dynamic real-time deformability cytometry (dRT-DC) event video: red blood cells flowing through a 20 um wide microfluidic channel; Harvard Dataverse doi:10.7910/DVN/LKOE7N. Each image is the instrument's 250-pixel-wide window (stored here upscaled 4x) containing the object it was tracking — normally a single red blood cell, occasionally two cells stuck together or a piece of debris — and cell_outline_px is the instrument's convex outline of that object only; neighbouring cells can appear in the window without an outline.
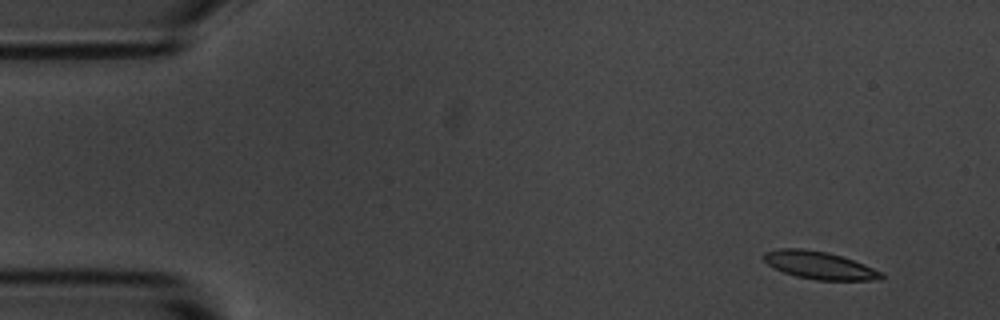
{"species": "common noctule bat (a hibernating species)", "species_latin": "Nyctalus noctula", "temperature_condition": "room temperature", "stored_images_in_passage": 52, "camera_frame_rate_fps": 3000, "um_per_image_px": 0.085, "animal": {"sex": "male", "body_mass_g": 20.1, "forearm_length_mm": 53.5}, "frame": {"image": 1, "passage_image": 1, "time_ms": 0.0, "image_size_px": [1000, 320], "cell_outline_px": [[884, 276], [880, 280], [816, 280], [796, 276], [772, 268], [760, 256], [764, 252], [780, 248], [804, 248], [828, 252], [864, 264], [884, 272]], "centroid_in_image_um": [69.63, 22.54], "position_along_channel_um": 15.4, "area_um2": 19.13}}
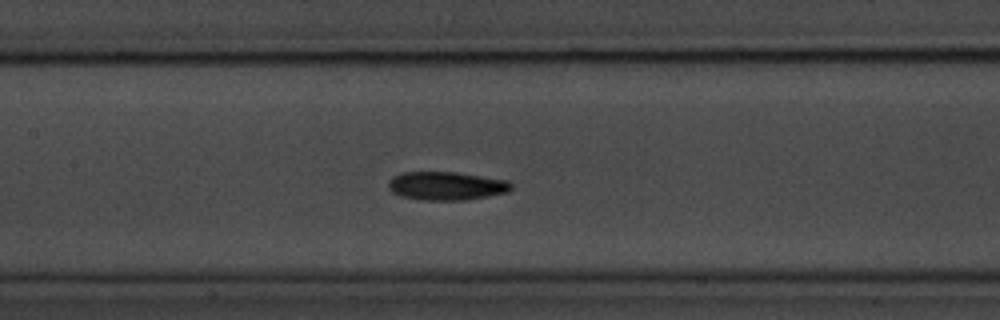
{"frame": {"image": 2, "passage_image": 22, "time_ms": 7.0, "image_size_px": [1000, 320], "cell_outline_px": [[512, 188], [508, 192], [488, 196], [464, 200], [420, 200], [400, 196], [392, 192], [388, 188], [388, 180], [392, 176], [400, 172], [456, 172], [508, 180], [512, 184]], "centroid_in_image_um": [37.91, 15.8], "position_along_channel_um": 169.5, "area_um2": 20.58}}
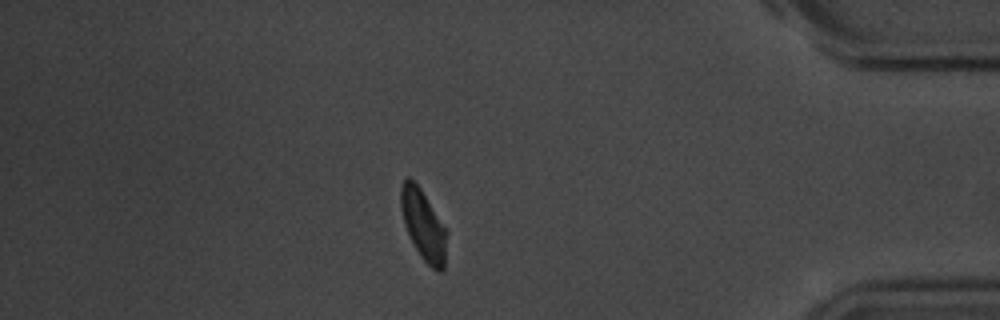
{"frame": {"image": 3, "passage_image": 44, "time_ms": 14.333, "image_size_px": [1000, 320], "cell_outline_px": [[448, 232], [444, 268], [440, 272], [436, 272], [420, 256], [404, 224], [400, 208], [400, 184], [408, 176], [420, 188]], "centroid_in_image_um": [35.99, 19.13], "position_along_channel_um": 399.2, "area_um2": 18.73}, "authors_computed_cell_mechanics": {"area_um2": 19.2474, "velocity_mm_per_s": 3.6516, "shape_relaxation_time_tau1_ms": 4.2507, "shape_relaxation_time_tau2_ms": null, "deformation_change_tau1": 0.1465, "deformation_change_tau2": null}}